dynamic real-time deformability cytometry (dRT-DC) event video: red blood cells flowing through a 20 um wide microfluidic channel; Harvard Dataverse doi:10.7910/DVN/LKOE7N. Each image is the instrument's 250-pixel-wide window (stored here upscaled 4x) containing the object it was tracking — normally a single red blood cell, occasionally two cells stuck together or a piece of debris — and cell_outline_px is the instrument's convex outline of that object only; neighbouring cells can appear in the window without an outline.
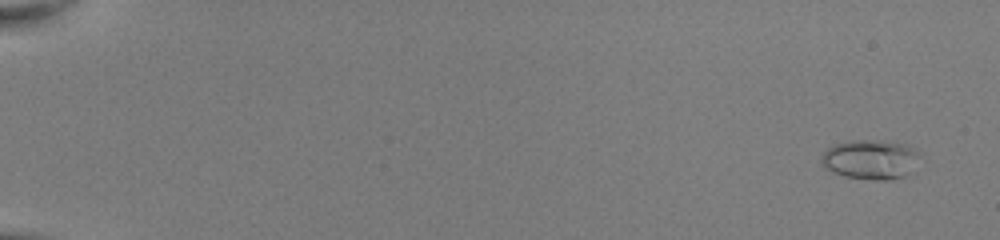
{"species": "common noctule bat (a hibernating species)", "species_latin": "Nyctalus noctula", "temperature_condition": "room temperature", "stored_images_in_passage": 53, "camera_frame_rate_fps": 3000, "um_per_image_px": 0.085, "animal": {"sex": "female", "body_mass_g": 22.0, "forearm_length_mm": 56.7}, "frame": {"image": 1, "passage_image": 3, "time_ms": 0.667, "image_size_px": [1000, 240], "cell_outline_px": [[920, 152], [904, 176], [892, 180], [876, 180], [844, 176], [832, 172], [824, 168], [820, 160], [824, 152], [828, 148], [836, 144], [852, 140], [868, 140], [896, 144]], "centroid_in_image_um": [73.86, 13.58], "position_along_channel_um": 11.1, "area_um2": 21.73}}
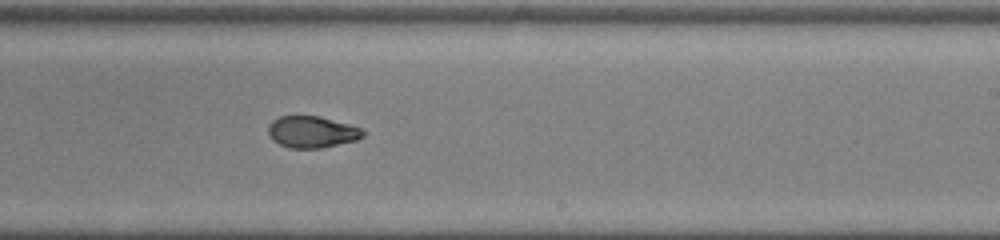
{"frame": {"image": 2, "passage_image": 35, "time_ms": 11.333, "image_size_px": [1000, 240], "cell_outline_px": [[364, 136], [356, 140], [320, 148], [288, 148], [272, 140], [268, 132], [268, 124], [272, 120], [280, 116], [320, 116], [348, 124], [360, 128], [364, 132]], "centroid_in_image_um": [26.48, 11.21], "position_along_channel_um": 262.5, "area_um2": 17.4}}
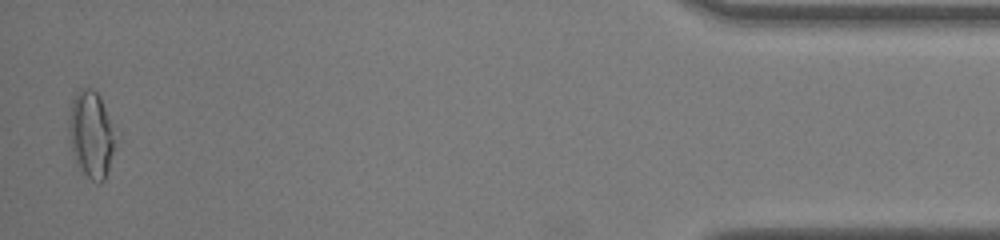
{"frame": {"image": 3, "passage_image": 52, "time_ms": 17.0, "image_size_px": [1000, 240], "cell_outline_px": [[120, 136], [104, 180], [100, 184], [92, 180], [84, 172], [76, 160], [72, 152], [68, 128], [68, 116], [72, 100], [80, 88], [92, 88], [100, 96]], "centroid_in_image_um": [7.81, 11.39], "position_along_channel_um": 427.4, "area_um2": 24.1}, "authors_computed_cell_mechanics": {"area_um2": 18.2648, "velocity_mm_per_s": 4.0746, "shape_relaxation_time_tau1_ms": null, "shape_relaxation_time_tau2_ms": 1.7339, "deformation_change_tau1": null, "deformation_change_tau2": 0.0613}}